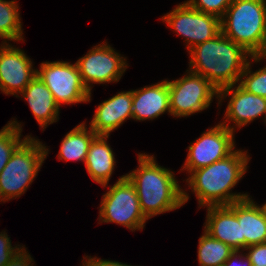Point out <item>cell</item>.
<instances>
[{
    "label": "cell",
    "mask_w": 266,
    "mask_h": 266,
    "mask_svg": "<svg viewBox=\"0 0 266 266\" xmlns=\"http://www.w3.org/2000/svg\"><path fill=\"white\" fill-rule=\"evenodd\" d=\"M139 167L125 176L134 185L142 213L148 219L185 204L189 196L181 190L173 172L159 166L153 156L138 154Z\"/></svg>",
    "instance_id": "obj_1"
},
{
    "label": "cell",
    "mask_w": 266,
    "mask_h": 266,
    "mask_svg": "<svg viewBox=\"0 0 266 266\" xmlns=\"http://www.w3.org/2000/svg\"><path fill=\"white\" fill-rule=\"evenodd\" d=\"M192 72L203 76L217 90L236 85L251 57L241 45L222 32L189 50ZM248 55V57H247Z\"/></svg>",
    "instance_id": "obj_2"
},
{
    "label": "cell",
    "mask_w": 266,
    "mask_h": 266,
    "mask_svg": "<svg viewBox=\"0 0 266 266\" xmlns=\"http://www.w3.org/2000/svg\"><path fill=\"white\" fill-rule=\"evenodd\" d=\"M249 159L246 152L235 150L224 159L192 171L186 181L196 194L199 205H230L249 197L230 193L246 172Z\"/></svg>",
    "instance_id": "obj_3"
},
{
    "label": "cell",
    "mask_w": 266,
    "mask_h": 266,
    "mask_svg": "<svg viewBox=\"0 0 266 266\" xmlns=\"http://www.w3.org/2000/svg\"><path fill=\"white\" fill-rule=\"evenodd\" d=\"M221 32L251 56L266 51V0H233L221 18Z\"/></svg>",
    "instance_id": "obj_4"
},
{
    "label": "cell",
    "mask_w": 266,
    "mask_h": 266,
    "mask_svg": "<svg viewBox=\"0 0 266 266\" xmlns=\"http://www.w3.org/2000/svg\"><path fill=\"white\" fill-rule=\"evenodd\" d=\"M48 151L42 142L31 136L15 149L0 173L1 201L6 202L19 197L27 190L46 159Z\"/></svg>",
    "instance_id": "obj_5"
},
{
    "label": "cell",
    "mask_w": 266,
    "mask_h": 266,
    "mask_svg": "<svg viewBox=\"0 0 266 266\" xmlns=\"http://www.w3.org/2000/svg\"><path fill=\"white\" fill-rule=\"evenodd\" d=\"M100 205L101 223L114 222L135 231L143 229L148 220L141 211L134 185L125 175L103 195Z\"/></svg>",
    "instance_id": "obj_6"
},
{
    "label": "cell",
    "mask_w": 266,
    "mask_h": 266,
    "mask_svg": "<svg viewBox=\"0 0 266 266\" xmlns=\"http://www.w3.org/2000/svg\"><path fill=\"white\" fill-rule=\"evenodd\" d=\"M188 75L168 81L171 115L185 117L209 107L219 90L203 76L189 71Z\"/></svg>",
    "instance_id": "obj_7"
},
{
    "label": "cell",
    "mask_w": 266,
    "mask_h": 266,
    "mask_svg": "<svg viewBox=\"0 0 266 266\" xmlns=\"http://www.w3.org/2000/svg\"><path fill=\"white\" fill-rule=\"evenodd\" d=\"M37 76L53 94L59 105L89 102L91 92L82 82L78 67L64 61L43 62Z\"/></svg>",
    "instance_id": "obj_8"
},
{
    "label": "cell",
    "mask_w": 266,
    "mask_h": 266,
    "mask_svg": "<svg viewBox=\"0 0 266 266\" xmlns=\"http://www.w3.org/2000/svg\"><path fill=\"white\" fill-rule=\"evenodd\" d=\"M162 20L179 35L185 37L190 50L221 32V19L191 7L187 2L177 5Z\"/></svg>",
    "instance_id": "obj_9"
},
{
    "label": "cell",
    "mask_w": 266,
    "mask_h": 266,
    "mask_svg": "<svg viewBox=\"0 0 266 266\" xmlns=\"http://www.w3.org/2000/svg\"><path fill=\"white\" fill-rule=\"evenodd\" d=\"M225 120L208 129L188 147L189 152L182 170L188 173L224 159L234 151V127Z\"/></svg>",
    "instance_id": "obj_10"
},
{
    "label": "cell",
    "mask_w": 266,
    "mask_h": 266,
    "mask_svg": "<svg viewBox=\"0 0 266 266\" xmlns=\"http://www.w3.org/2000/svg\"><path fill=\"white\" fill-rule=\"evenodd\" d=\"M76 65L82 82L89 92H91L90 82L97 84L118 82L128 66L125 58L107 43L94 46L76 62Z\"/></svg>",
    "instance_id": "obj_11"
},
{
    "label": "cell",
    "mask_w": 266,
    "mask_h": 266,
    "mask_svg": "<svg viewBox=\"0 0 266 266\" xmlns=\"http://www.w3.org/2000/svg\"><path fill=\"white\" fill-rule=\"evenodd\" d=\"M2 45L0 46V90L6 95H16L35 78L37 70L32 68L30 58L21 49L13 48L7 42Z\"/></svg>",
    "instance_id": "obj_12"
},
{
    "label": "cell",
    "mask_w": 266,
    "mask_h": 266,
    "mask_svg": "<svg viewBox=\"0 0 266 266\" xmlns=\"http://www.w3.org/2000/svg\"><path fill=\"white\" fill-rule=\"evenodd\" d=\"M233 87L231 85L219 90V100L231 95L224 118L233 121L239 128L264 114L266 121V98L244 90L239 84L235 89Z\"/></svg>",
    "instance_id": "obj_13"
},
{
    "label": "cell",
    "mask_w": 266,
    "mask_h": 266,
    "mask_svg": "<svg viewBox=\"0 0 266 266\" xmlns=\"http://www.w3.org/2000/svg\"><path fill=\"white\" fill-rule=\"evenodd\" d=\"M204 231L211 237L241 249V230L236 217V201L230 205L208 206Z\"/></svg>",
    "instance_id": "obj_14"
},
{
    "label": "cell",
    "mask_w": 266,
    "mask_h": 266,
    "mask_svg": "<svg viewBox=\"0 0 266 266\" xmlns=\"http://www.w3.org/2000/svg\"><path fill=\"white\" fill-rule=\"evenodd\" d=\"M132 114V90L119 92L110 99L101 103L90 123V128L97 135L109 136Z\"/></svg>",
    "instance_id": "obj_15"
},
{
    "label": "cell",
    "mask_w": 266,
    "mask_h": 266,
    "mask_svg": "<svg viewBox=\"0 0 266 266\" xmlns=\"http://www.w3.org/2000/svg\"><path fill=\"white\" fill-rule=\"evenodd\" d=\"M241 230V248L266 242V205L257 206L249 197L236 201Z\"/></svg>",
    "instance_id": "obj_16"
},
{
    "label": "cell",
    "mask_w": 266,
    "mask_h": 266,
    "mask_svg": "<svg viewBox=\"0 0 266 266\" xmlns=\"http://www.w3.org/2000/svg\"><path fill=\"white\" fill-rule=\"evenodd\" d=\"M166 111L171 114L167 80L140 90H132L133 119H154Z\"/></svg>",
    "instance_id": "obj_17"
},
{
    "label": "cell",
    "mask_w": 266,
    "mask_h": 266,
    "mask_svg": "<svg viewBox=\"0 0 266 266\" xmlns=\"http://www.w3.org/2000/svg\"><path fill=\"white\" fill-rule=\"evenodd\" d=\"M20 94L28 101L41 128L45 129L48 124L57 122L59 105L55 102L51 91L37 75Z\"/></svg>",
    "instance_id": "obj_18"
},
{
    "label": "cell",
    "mask_w": 266,
    "mask_h": 266,
    "mask_svg": "<svg viewBox=\"0 0 266 266\" xmlns=\"http://www.w3.org/2000/svg\"><path fill=\"white\" fill-rule=\"evenodd\" d=\"M108 137L97 135L92 140L85 159L88 174L103 187L108 184L116 162L113 151L106 141Z\"/></svg>",
    "instance_id": "obj_19"
},
{
    "label": "cell",
    "mask_w": 266,
    "mask_h": 266,
    "mask_svg": "<svg viewBox=\"0 0 266 266\" xmlns=\"http://www.w3.org/2000/svg\"><path fill=\"white\" fill-rule=\"evenodd\" d=\"M96 136L91 128L87 130L85 123L76 126L62 140L58 159L85 162L89 146Z\"/></svg>",
    "instance_id": "obj_20"
},
{
    "label": "cell",
    "mask_w": 266,
    "mask_h": 266,
    "mask_svg": "<svg viewBox=\"0 0 266 266\" xmlns=\"http://www.w3.org/2000/svg\"><path fill=\"white\" fill-rule=\"evenodd\" d=\"M198 243V261L200 266H223L234 251L229 245L211 237L205 231Z\"/></svg>",
    "instance_id": "obj_21"
},
{
    "label": "cell",
    "mask_w": 266,
    "mask_h": 266,
    "mask_svg": "<svg viewBox=\"0 0 266 266\" xmlns=\"http://www.w3.org/2000/svg\"><path fill=\"white\" fill-rule=\"evenodd\" d=\"M18 9L16 1L0 0V38L8 41L23 40Z\"/></svg>",
    "instance_id": "obj_22"
},
{
    "label": "cell",
    "mask_w": 266,
    "mask_h": 266,
    "mask_svg": "<svg viewBox=\"0 0 266 266\" xmlns=\"http://www.w3.org/2000/svg\"><path fill=\"white\" fill-rule=\"evenodd\" d=\"M21 124L17 121H11L0 131V173L8 163L15 149L28 137H21Z\"/></svg>",
    "instance_id": "obj_23"
},
{
    "label": "cell",
    "mask_w": 266,
    "mask_h": 266,
    "mask_svg": "<svg viewBox=\"0 0 266 266\" xmlns=\"http://www.w3.org/2000/svg\"><path fill=\"white\" fill-rule=\"evenodd\" d=\"M250 67V62L248 61L240 76L239 85L254 95L266 98V66L253 73H251Z\"/></svg>",
    "instance_id": "obj_24"
},
{
    "label": "cell",
    "mask_w": 266,
    "mask_h": 266,
    "mask_svg": "<svg viewBox=\"0 0 266 266\" xmlns=\"http://www.w3.org/2000/svg\"><path fill=\"white\" fill-rule=\"evenodd\" d=\"M232 1L233 0H189L187 3L198 11L215 15L221 19Z\"/></svg>",
    "instance_id": "obj_25"
},
{
    "label": "cell",
    "mask_w": 266,
    "mask_h": 266,
    "mask_svg": "<svg viewBox=\"0 0 266 266\" xmlns=\"http://www.w3.org/2000/svg\"><path fill=\"white\" fill-rule=\"evenodd\" d=\"M22 248L12 247L10 237L0 233V266H5Z\"/></svg>",
    "instance_id": "obj_26"
},
{
    "label": "cell",
    "mask_w": 266,
    "mask_h": 266,
    "mask_svg": "<svg viewBox=\"0 0 266 266\" xmlns=\"http://www.w3.org/2000/svg\"><path fill=\"white\" fill-rule=\"evenodd\" d=\"M244 249L249 250L246 255L251 261V266H266V242L250 245Z\"/></svg>",
    "instance_id": "obj_27"
},
{
    "label": "cell",
    "mask_w": 266,
    "mask_h": 266,
    "mask_svg": "<svg viewBox=\"0 0 266 266\" xmlns=\"http://www.w3.org/2000/svg\"><path fill=\"white\" fill-rule=\"evenodd\" d=\"M23 247L5 266H33V258Z\"/></svg>",
    "instance_id": "obj_28"
},
{
    "label": "cell",
    "mask_w": 266,
    "mask_h": 266,
    "mask_svg": "<svg viewBox=\"0 0 266 266\" xmlns=\"http://www.w3.org/2000/svg\"><path fill=\"white\" fill-rule=\"evenodd\" d=\"M238 253H240V250H234L231 254H230V256H229V258L226 260V262L224 263V265L223 266H251V261H250V259H249V257L247 256V255H244V256H242V254L241 255H239ZM238 254V255H237ZM240 258L239 259V261H237V259L236 258ZM243 257H245V258H243ZM244 260V261H241V260ZM236 260V262H234ZM242 262V263H241ZM246 263V264H245ZM242 264V265H241ZM245 264V265H244Z\"/></svg>",
    "instance_id": "obj_29"
},
{
    "label": "cell",
    "mask_w": 266,
    "mask_h": 266,
    "mask_svg": "<svg viewBox=\"0 0 266 266\" xmlns=\"http://www.w3.org/2000/svg\"><path fill=\"white\" fill-rule=\"evenodd\" d=\"M82 266H131V265H127L117 261L103 260L100 258L98 259L97 257L91 258L90 256L89 259L87 257V260H84Z\"/></svg>",
    "instance_id": "obj_30"
},
{
    "label": "cell",
    "mask_w": 266,
    "mask_h": 266,
    "mask_svg": "<svg viewBox=\"0 0 266 266\" xmlns=\"http://www.w3.org/2000/svg\"><path fill=\"white\" fill-rule=\"evenodd\" d=\"M263 58H266V51H265V53L262 55V56H251V59H253V61H260L261 59H263Z\"/></svg>",
    "instance_id": "obj_31"
}]
</instances>
